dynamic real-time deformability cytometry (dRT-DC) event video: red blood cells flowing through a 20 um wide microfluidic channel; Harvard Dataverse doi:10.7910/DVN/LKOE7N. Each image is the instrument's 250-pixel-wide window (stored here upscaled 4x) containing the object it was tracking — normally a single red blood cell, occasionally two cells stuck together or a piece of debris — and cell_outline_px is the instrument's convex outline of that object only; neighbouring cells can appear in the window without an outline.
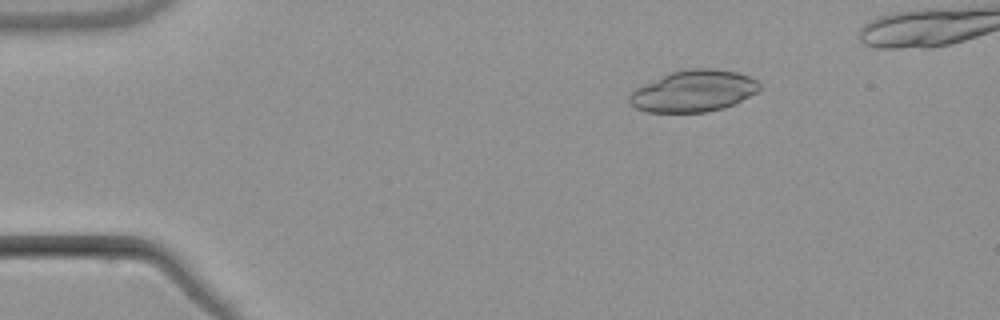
{"species": "common noctule bat (a hibernating species)", "species_latin": "Nyctalus noctula", "temperature_condition": "warm", "stored_images_in_passage": 4, "camera_frame_rate_fps": 3000, "um_per_image_px": 0.085, "animal": {"sex": "male", "body_mass_g": 21.5, "forearm_length_mm": 52.0}, "frame": {"image": 1, "passage_image": 1, "time_ms": 0.0, "image_size_px": [1000, 320], "cell_outline_px": [[760, 88], [756, 92], [724, 108], [704, 112], [648, 112], [636, 108], [628, 104], [628, 96], [636, 88], [644, 84], [672, 72], [692, 68], [712, 68], [740, 72], [756, 80], [760, 84]], "centroid_in_image_um": [58.93, 7.74], "position_along_channel_um": 26.1, "area_um2": 31.27}}